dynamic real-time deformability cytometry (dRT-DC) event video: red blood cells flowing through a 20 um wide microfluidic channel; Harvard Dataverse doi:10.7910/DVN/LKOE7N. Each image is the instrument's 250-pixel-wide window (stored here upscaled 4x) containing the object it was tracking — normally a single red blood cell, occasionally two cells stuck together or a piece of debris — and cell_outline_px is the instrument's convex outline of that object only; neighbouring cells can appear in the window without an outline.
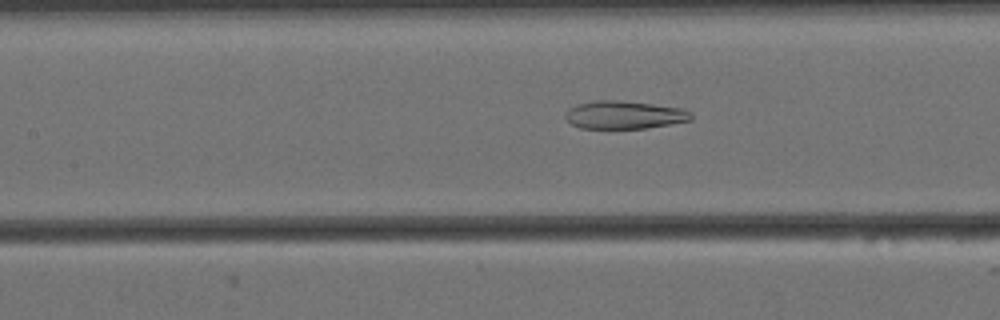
{"species": "Egyptian fruit bat (a non-hibernating species)", "species_latin": "Rousettus aegyptiacus", "temperature_condition": "cold", "stored_images_in_passage": 51, "camera_frame_rate_fps": 3000, "um_per_image_px": 0.085, "animal": {"sex": "female"}, "frame": {"image": 1, "passage_image": 18, "time_ms": 5.667, "image_size_px": [1000, 320], "cell_outline_px": [[692, 120], [672, 124], [648, 128], [580, 128], [572, 124], [564, 116], [564, 112], [568, 108], [576, 104], [596, 100], [620, 100], [652, 104], [680, 108], [692, 112]], "centroid_in_image_um": [53.05, 9.76], "position_along_channel_um": 154.4, "area_um2": 20.63}}
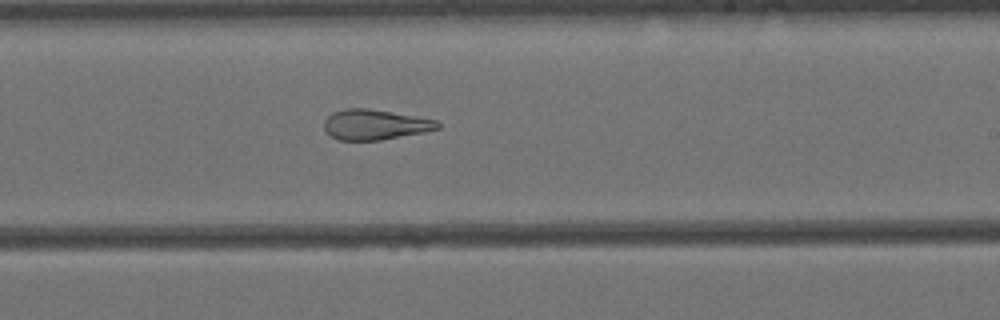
{"frame": {"image": 2, "passage_image": 27, "time_ms": 8.667, "image_size_px": [1000, 320], "cell_outline_px": [[440, 128], [424, 132], [380, 140], [340, 140], [332, 136], [324, 128], [324, 120], [332, 112], [344, 108], [368, 108], [436, 120], [440, 124]], "centroid_in_image_um": [31.85, 10.58], "position_along_channel_um": 257.1, "area_um2": 19.83}}
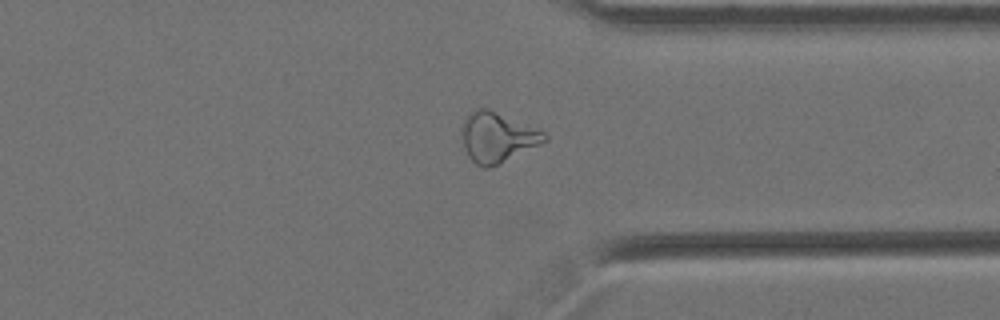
{"frame": {"image": 3, "passage_image": 37, "time_ms": 12.0, "image_size_px": [1000, 320], "cell_outline_px": [[548, 140], [540, 144], [488, 168], [484, 168], [476, 164], [468, 156], [464, 148], [460, 132], [460, 128], [464, 120], [476, 108], [488, 108], [544, 132], [548, 136]], "centroid_in_image_um": [42.22, 11.66], "position_along_channel_um": 369.2, "area_um2": 23.7}, "authors_computed_cell_mechanics": {"area_um2": 23.7558, "velocity_mm_per_s": 3.4461, "shape_relaxation_time_tau1_ms": null, "shape_relaxation_time_tau2_ms": 3.3954, "deformation_change_tau1": null, "deformation_change_tau2": 0.1248}}